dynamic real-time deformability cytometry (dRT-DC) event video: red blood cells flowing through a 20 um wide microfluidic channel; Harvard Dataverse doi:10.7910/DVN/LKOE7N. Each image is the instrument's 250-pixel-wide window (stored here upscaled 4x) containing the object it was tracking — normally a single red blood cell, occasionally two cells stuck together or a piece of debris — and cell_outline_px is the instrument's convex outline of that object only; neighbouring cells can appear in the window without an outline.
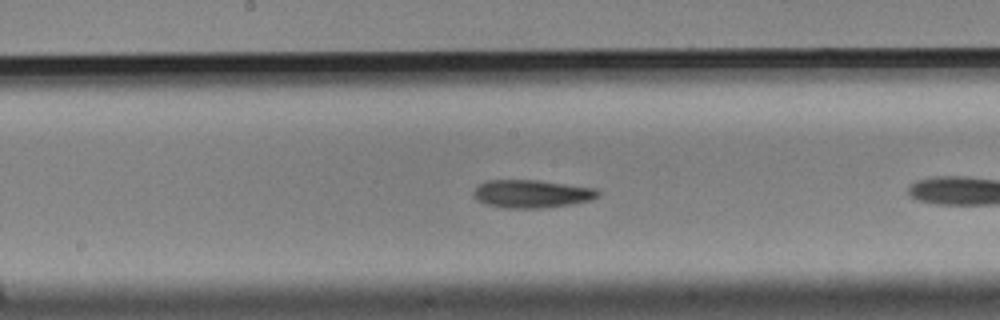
{"species": "Egyptian fruit bat (a non-hibernating species)", "species_latin": "Rousettus aegyptiacus", "temperature_condition": "cold", "stored_images_in_passage": 16, "camera_frame_rate_fps": 3000, "um_per_image_px": 0.085, "animal": {"sex": "male"}, "frame": {"image": 1, "passage_image": 14, "time_ms": 4.333, "image_size_px": [1000, 320], "cell_outline_px": [[600, 196], [592, 200], [572, 204], [540, 208], [504, 208], [484, 204], [476, 200], [472, 192], [484, 180], [540, 180], [596, 188], [600, 192]], "centroid_in_image_um": [45.2, 16.47], "position_along_channel_um": 203.0, "area_um2": 20.58}}